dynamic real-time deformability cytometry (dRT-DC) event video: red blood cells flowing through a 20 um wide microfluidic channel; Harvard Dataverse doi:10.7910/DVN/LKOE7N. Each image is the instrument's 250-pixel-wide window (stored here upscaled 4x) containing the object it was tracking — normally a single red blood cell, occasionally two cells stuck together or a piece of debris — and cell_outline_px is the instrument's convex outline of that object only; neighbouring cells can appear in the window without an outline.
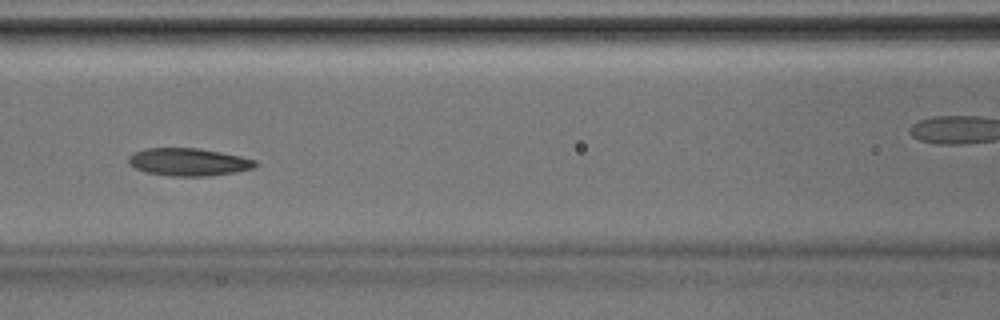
{"species": "Egyptian fruit bat (a non-hibernating species)", "species_latin": "Rousettus aegyptiacus", "temperature_condition": "room temperature", "stored_images_in_passage": 42, "camera_frame_rate_fps": 3000, "um_per_image_px": 0.085, "animal": {"sex": "male"}, "frame": {"image": 1, "passage_image": 19, "time_ms": 6.0, "image_size_px": [1000, 320], "cell_outline_px": [[256, 168], [236, 172], [208, 176], [172, 176], [144, 172], [128, 164], [128, 156], [144, 148], [200, 148], [240, 156], [256, 160]], "centroid_in_image_um": [16.02, 13.77], "position_along_channel_um": 150.6, "area_um2": 20.52}}